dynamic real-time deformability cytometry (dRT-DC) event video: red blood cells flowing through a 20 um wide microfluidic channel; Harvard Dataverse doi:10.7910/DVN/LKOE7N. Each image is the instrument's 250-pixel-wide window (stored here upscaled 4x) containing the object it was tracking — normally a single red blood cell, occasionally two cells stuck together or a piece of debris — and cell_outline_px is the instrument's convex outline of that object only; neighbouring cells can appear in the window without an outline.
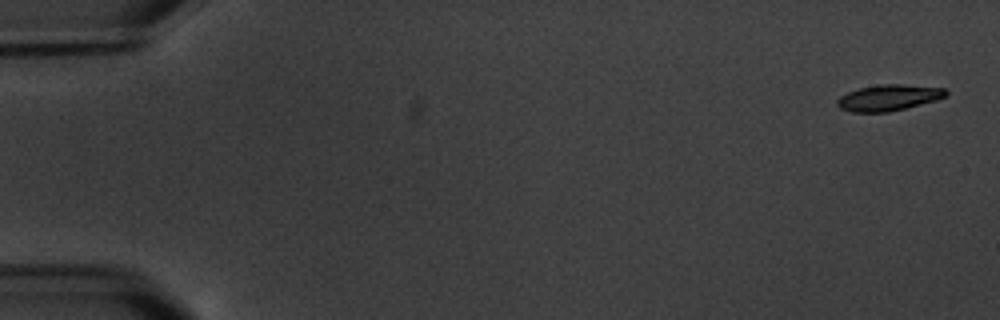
{"species": "common noctule bat (a hibernating species)", "species_latin": "Nyctalus noctula", "temperature_condition": "warm", "stored_images_in_passage": 4, "camera_frame_rate_fps": 3000, "um_per_image_px": 0.085, "animal": {"sex": "male", "body_mass_g": 20.1, "forearm_length_mm": 53.5}, "frame": {"image": 1, "passage_image": 1, "time_ms": 0.0, "image_size_px": [1000, 320], "cell_outline_px": [[948, 92], [944, 96], [936, 100], [888, 112], [852, 112], [840, 108], [836, 104], [836, 100], [840, 96], [848, 92], [860, 88], [880, 84], [904, 84], [944, 88]], "centroid_in_image_um": [75.5, 8.3], "position_along_channel_um": 9.5, "area_um2": 16.36}}